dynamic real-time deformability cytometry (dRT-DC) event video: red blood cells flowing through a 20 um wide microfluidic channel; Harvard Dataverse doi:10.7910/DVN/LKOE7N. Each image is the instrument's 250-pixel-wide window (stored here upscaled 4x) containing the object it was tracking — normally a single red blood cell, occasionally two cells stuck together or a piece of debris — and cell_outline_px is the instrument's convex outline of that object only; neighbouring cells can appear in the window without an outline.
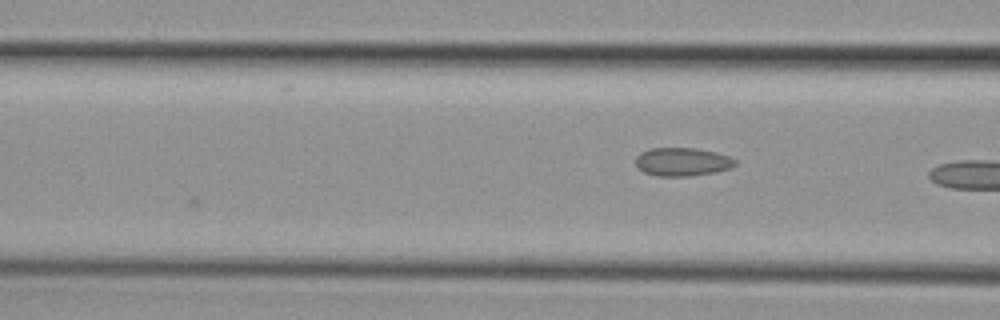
{"species": "common noctule bat (a hibernating species)", "species_latin": "Nyctalus noctula", "temperature_condition": "cold", "stored_images_in_passage": 6, "camera_frame_rate_fps": 3000, "um_per_image_px": 0.085, "animal": {"sex": "female", "body_mass_g": 29.2, "forearm_length_mm": 56.3}, "frame": {"image": 1, "passage_image": 6, "time_ms": 6.333, "image_size_px": [1000, 320], "cell_outline_px": [[736, 164], [732, 168], [716, 172], [688, 176], [656, 176], [644, 172], [636, 164], [636, 156], [640, 152], [652, 148], [696, 148], [716, 152], [728, 156], [736, 160]], "centroid_in_image_um": [58.01, 13.75], "position_along_channel_um": 108.6, "area_um2": 16.47}}